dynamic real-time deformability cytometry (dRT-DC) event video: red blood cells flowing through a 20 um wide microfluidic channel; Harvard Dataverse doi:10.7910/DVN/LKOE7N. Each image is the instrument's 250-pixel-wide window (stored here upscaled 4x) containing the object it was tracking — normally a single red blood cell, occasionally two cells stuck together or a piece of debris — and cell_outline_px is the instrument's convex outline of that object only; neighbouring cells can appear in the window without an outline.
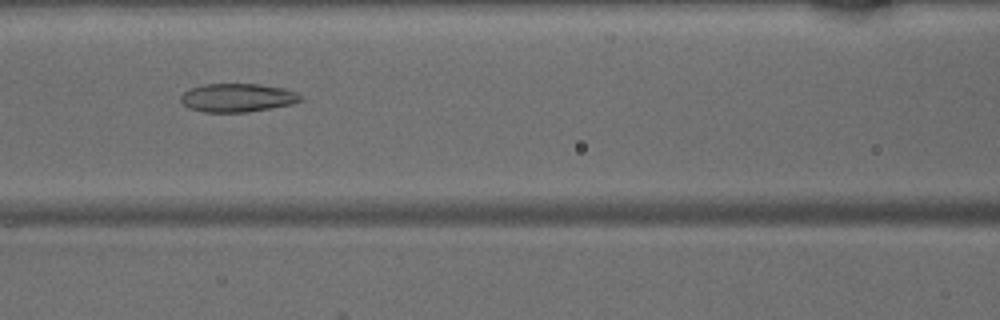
{"species": "common noctule bat (a hibernating species)", "species_latin": "Nyctalus noctula", "temperature_condition": "warm", "stored_images_in_passage": 42, "camera_frame_rate_fps": 3000, "um_per_image_px": 0.085, "animal": {"sex": "male", "body_mass_g": 15.6}, "frame": {"image": 1, "passage_image": 15, "time_ms": 4.667, "image_size_px": [1000, 320], "cell_outline_px": [[304, 100], [292, 104], [248, 112], [204, 112], [188, 108], [180, 100], [180, 96], [188, 88], [204, 84], [260, 84], [284, 88], [296, 92]], "centroid_in_image_um": [20.17, 8.3], "position_along_channel_um": 146.4, "area_um2": 20.0}}
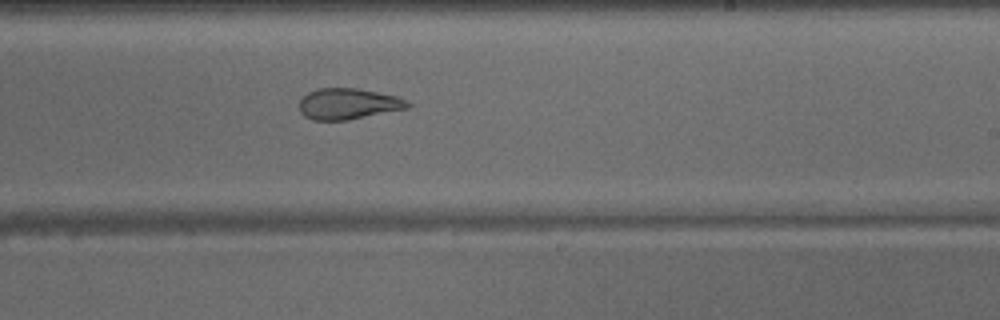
{"frame": {"image": 2, "passage_image": 23, "time_ms": 7.333, "image_size_px": [1000, 320], "cell_outline_px": [[412, 104], [408, 108], [348, 120], [312, 120], [304, 116], [300, 112], [300, 100], [308, 92], [316, 88], [360, 88], [400, 96]], "centroid_in_image_um": [29.62, 8.81], "position_along_channel_um": 259.4, "area_um2": 19.83}}
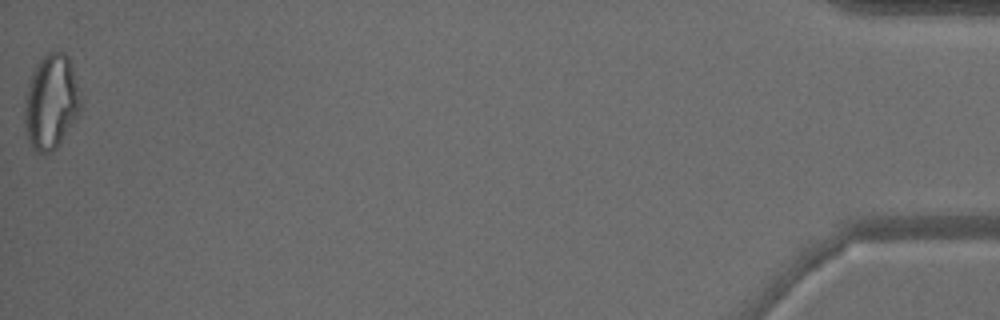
{"frame": {"image": 3, "passage_image": 42, "time_ms": 13.667, "image_size_px": [1000, 320], "cell_outline_px": [[80, 112], [60, 144], [52, 152], [44, 156], [36, 156], [28, 144], [24, 132], [24, 100], [28, 84], [36, 64], [52, 48], [56, 48], [64, 52], [68, 56], [72, 68], [80, 96]], "centroid_in_image_um": [4.3, 8.74], "position_along_channel_um": 430.9, "area_um2": 31.85}}